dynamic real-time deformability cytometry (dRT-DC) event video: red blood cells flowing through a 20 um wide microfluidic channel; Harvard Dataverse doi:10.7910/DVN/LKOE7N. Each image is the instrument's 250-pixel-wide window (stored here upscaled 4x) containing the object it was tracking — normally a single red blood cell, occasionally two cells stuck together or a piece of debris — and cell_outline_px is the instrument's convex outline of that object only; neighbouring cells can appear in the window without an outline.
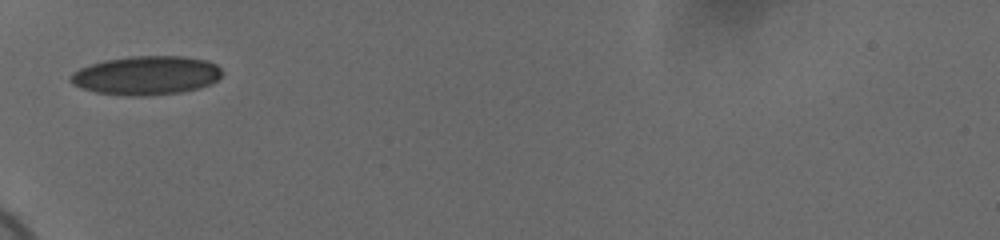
{"species": "human", "species_latin": "Homo sapiens", "temperature_condition": "cold", "stored_images_in_passage": 36, "camera_frame_rate_fps": 3000, "um_per_image_px": 0.085, "donor": {"sex": "female"}, "frame": {"image": 1, "passage_image": 1, "time_ms": 0.0, "image_size_px": [1000, 240], "cell_outline_px": [[220, 76], [216, 80], [208, 84], [184, 92], [144, 96], [128, 96], [96, 92], [80, 88], [72, 84], [68, 80], [68, 76], [72, 72], [80, 68], [104, 60], [132, 56], [188, 56], [204, 60], [216, 64], [220, 68]], "centroid_in_image_um": [12.37, 6.41], "position_along_channel_um": 72.6, "area_um2": 34.33}}
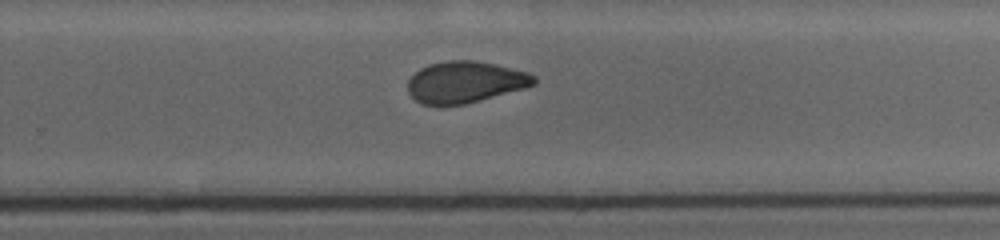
{"frame": {"image": 2, "passage_image": 19, "time_ms": 6.0, "image_size_px": [1000, 240], "cell_outline_px": [[536, 84], [524, 88], [480, 100], [464, 104], [424, 104], [416, 100], [408, 92], [408, 80], [420, 68], [428, 64], [448, 60], [472, 60], [496, 64], [528, 72], [536, 76]], "centroid_in_image_um": [39.56, 6.95], "position_along_channel_um": 290.2, "area_um2": 30.29}}
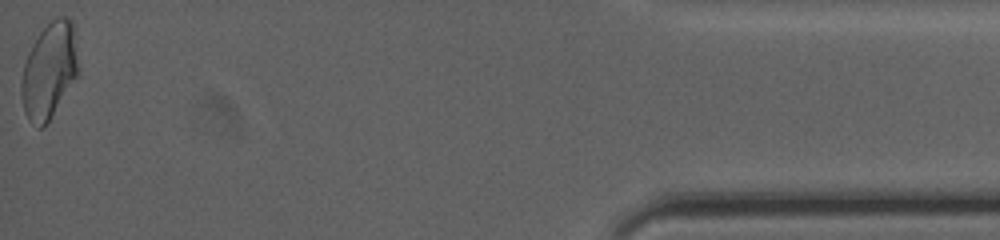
{"frame": {"image": 3, "passage_image": 36, "time_ms": 11.667, "image_size_px": [1000, 240], "cell_outline_px": [[80, 72], [44, 128], [40, 128], [28, 120], [24, 112], [20, 96], [20, 84], [24, 64], [28, 52], [32, 44], [40, 32], [56, 16], [68, 16], [72, 20], [76, 28]], "centroid_in_image_um": [4.21, 5.97], "position_along_channel_um": 431.0, "area_um2": 32.6}, "authors_computed_cell_mechanics": {"area_um2": 31.2409, "velocity_mm_per_s": 3.7048, "shape_relaxation_time_tau1_ms": 9.4208, "shape_relaxation_time_tau2_ms": 2.243, "deformation_change_tau1": 0.1538, "deformation_change_tau2": 0.0744}}